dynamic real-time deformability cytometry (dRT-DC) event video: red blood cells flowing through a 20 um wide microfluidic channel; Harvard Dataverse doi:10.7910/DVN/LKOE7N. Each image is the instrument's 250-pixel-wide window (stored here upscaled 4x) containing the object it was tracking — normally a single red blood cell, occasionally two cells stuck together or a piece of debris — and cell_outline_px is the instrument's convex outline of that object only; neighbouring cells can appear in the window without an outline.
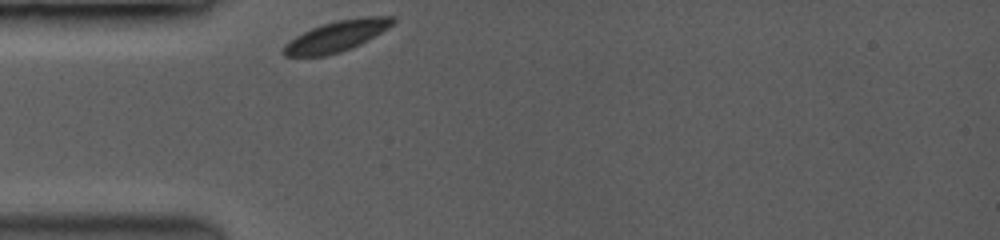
{"species": "common noctule bat (a hibernating species)", "species_latin": "Nyctalus noctula", "temperature_condition": "room temperature", "stored_images_in_passage": 30, "camera_frame_rate_fps": 3500, "um_per_image_px": 0.085, "animal": {"sex": "female", "body_mass_g": 19.0, "forearm_length_mm": 53.3}, "frame": {"image": 1, "passage_image": 1, "time_ms": 0.0, "image_size_px": [1000, 240], "cell_outline_px": [[396, 20], [388, 28], [368, 40], [352, 48], [340, 52], [324, 56], [284, 56], [280, 52], [280, 48], [284, 44], [296, 36], [312, 28], [336, 20], [364, 16], [396, 16]], "centroid_in_image_um": [28.6, 3.08], "position_along_channel_um": 56.4, "area_um2": 19.71}}
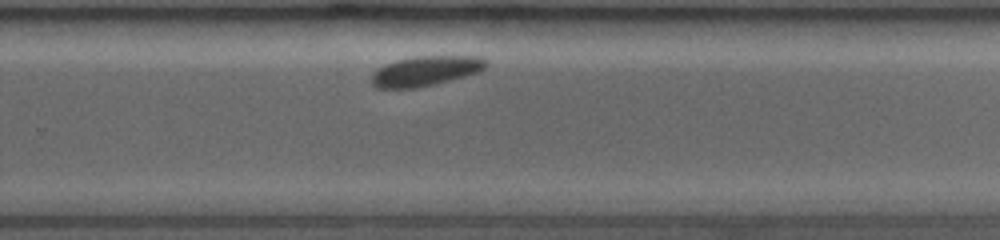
{"frame": {"image": 2, "passage_image": 21, "time_ms": 6.571, "image_size_px": [1000, 240], "cell_outline_px": [[488, 64], [484, 68], [476, 72], [464, 76], [416, 88], [376, 88], [372, 84], [372, 76], [380, 68], [396, 60], [416, 56], [480, 56], [488, 60]], "centroid_in_image_um": [36.21, 6.02], "position_along_channel_um": 293.6, "area_um2": 19.54}}
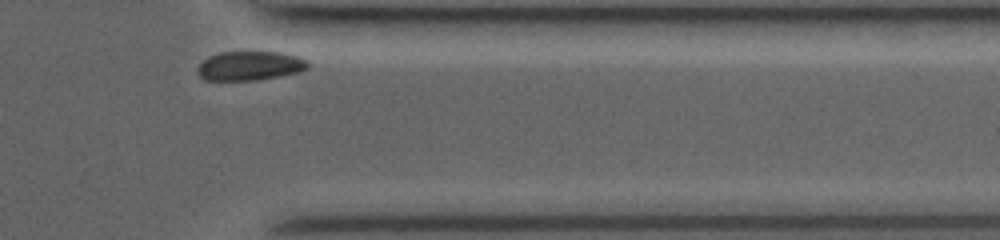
{"frame": {"image": 3, "passage_image": 30, "time_ms": 9.143, "image_size_px": [1000, 240], "cell_outline_px": [[308, 68], [296, 72], [276, 76], [252, 80], [204, 80], [196, 72], [200, 64], [204, 60], [220, 52], [280, 52], [296, 56], [308, 60]], "centroid_in_image_um": [21.22, 5.59], "position_along_channel_um": 390.2, "area_um2": 18.38}, "authors_computed_cell_mechanics": {"area_um2": 19.6231, "velocity_mm_per_s": 3.6974, "shape_relaxation_time_tau1_ms": 2.278, "shape_relaxation_time_tau2_ms": null, "deformation_change_tau1": 0.0587, "deformation_change_tau2": null}}